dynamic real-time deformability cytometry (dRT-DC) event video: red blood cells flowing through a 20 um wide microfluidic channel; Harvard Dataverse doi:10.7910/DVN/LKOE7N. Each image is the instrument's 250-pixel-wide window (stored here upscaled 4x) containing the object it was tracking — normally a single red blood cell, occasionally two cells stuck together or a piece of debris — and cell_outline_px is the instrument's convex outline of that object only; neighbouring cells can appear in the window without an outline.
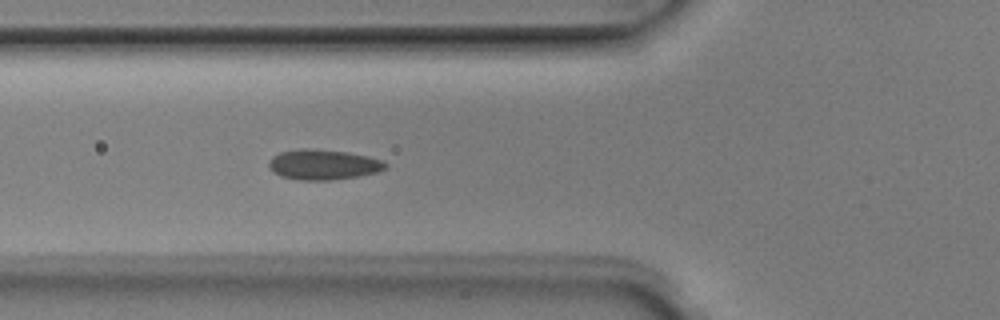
{"species": "Egyptian fruit bat (a non-hibernating species)", "species_latin": "Rousettus aegyptiacus", "temperature_condition": "room temperature", "stored_images_in_passage": 6, "segment_of_instrument_passage": [1, 2], "camera_frame_rate_fps": 3000, "um_per_image_px": 0.085, "animal": {"sex": "male"}, "frame": {"image": 1, "passage_image": 5, "time_ms": 1.333, "image_size_px": [1000, 320], "cell_outline_px": [[388, 168], [376, 172], [356, 176], [332, 180], [300, 180], [280, 176], [272, 172], [268, 164], [268, 160], [272, 156], [280, 152], [296, 148], [316, 148], [348, 152], [368, 156], [384, 160], [388, 164]], "centroid_in_image_um": [27.46, 13.97], "position_along_channel_um": 98.3, "area_um2": 20.92}}